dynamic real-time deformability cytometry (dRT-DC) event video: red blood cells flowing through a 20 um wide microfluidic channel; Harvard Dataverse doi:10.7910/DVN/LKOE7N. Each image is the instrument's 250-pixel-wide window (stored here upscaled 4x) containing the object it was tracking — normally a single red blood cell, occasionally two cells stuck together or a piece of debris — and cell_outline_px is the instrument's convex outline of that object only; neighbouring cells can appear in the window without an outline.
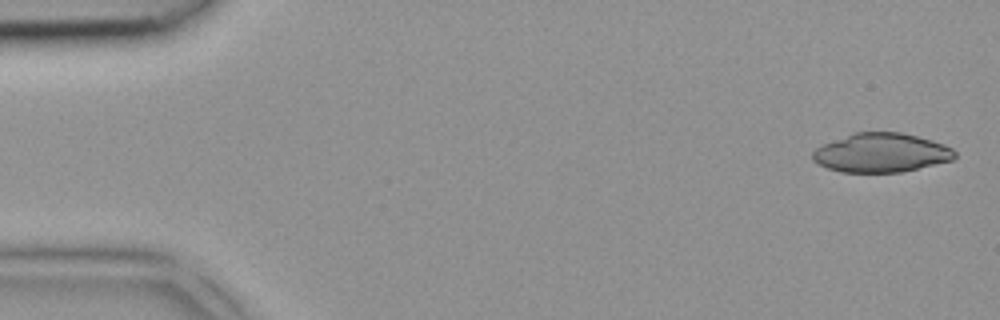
{"species": "common noctule bat (a hibernating species)", "species_latin": "Nyctalus noctula", "temperature_condition": "room temperature", "stored_images_in_passage": 5, "camera_frame_rate_fps": 3000, "um_per_image_px": 0.085, "animal": {"sex": "female", "body_mass_g": 18.4}, "frame": {"image": 1, "passage_image": 1, "time_ms": 0.0, "image_size_px": [1000, 320], "cell_outline_px": [[956, 156], [952, 160], [900, 172], [840, 172], [828, 168], [812, 160], [812, 152], [816, 148], [824, 144], [856, 132], [900, 132], [932, 140], [944, 144], [952, 148], [956, 152]], "centroid_in_image_um": [74.91, 12.99], "position_along_channel_um": 10.1, "area_um2": 32.02}}